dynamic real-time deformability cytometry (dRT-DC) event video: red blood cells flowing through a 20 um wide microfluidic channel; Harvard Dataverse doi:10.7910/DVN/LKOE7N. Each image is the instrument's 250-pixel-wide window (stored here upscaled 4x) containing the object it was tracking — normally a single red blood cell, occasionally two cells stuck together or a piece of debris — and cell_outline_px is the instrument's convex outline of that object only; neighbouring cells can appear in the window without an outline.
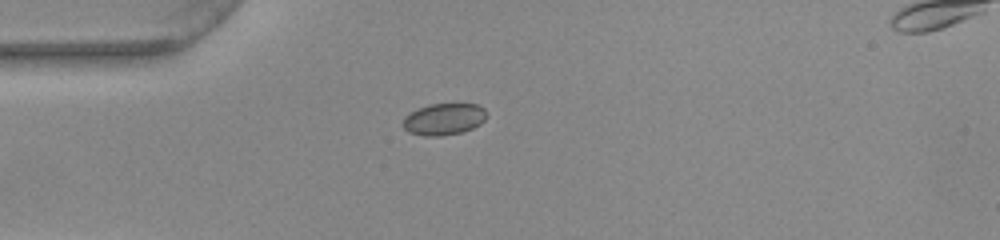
{"species": "common noctule bat (a hibernating species)", "species_latin": "Nyctalus noctula", "temperature_condition": "warm", "stored_images_in_passage": 32, "camera_frame_rate_fps": 3000, "um_per_image_px": 0.085, "animal": {"sex": "female", "body_mass_g": 22.0, "forearm_length_mm": 56.7}, "frame": {"image": 1, "passage_image": 1, "time_ms": 0.0, "image_size_px": [1000, 240], "cell_outline_px": [[484, 120], [480, 124], [472, 128], [460, 132], [440, 136], [424, 136], [408, 132], [404, 128], [404, 116], [416, 108], [428, 104], [476, 104], [484, 108]], "centroid_in_image_um": [37.68, 10.12], "position_along_channel_um": 47.3, "area_um2": 15.32}}
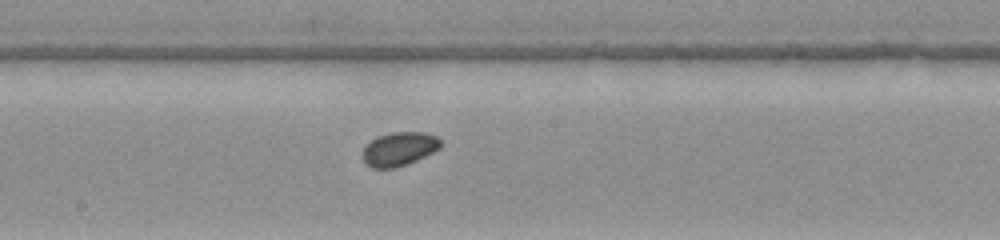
{"frame": {"image": 2, "passage_image": 15, "time_ms": 4.667, "image_size_px": [1000, 240], "cell_outline_px": [[444, 144], [440, 148], [408, 164], [396, 168], [372, 168], [364, 160], [360, 152], [364, 144], [380, 136], [392, 132], [424, 132], [436, 136]], "centroid_in_image_um": [33.91, 12.66], "position_along_channel_um": 214.3, "area_um2": 15.49}}
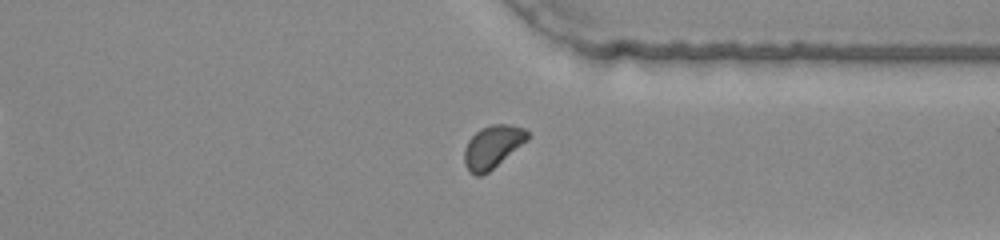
{"frame": {"image": 3, "passage_image": 27, "time_ms": 8.667, "image_size_px": [1000, 240], "cell_outline_px": [[528, 140], [488, 172], [480, 176], [476, 176], [468, 172], [464, 164], [464, 148], [468, 140], [480, 128], [492, 124], [508, 124], [524, 128], [528, 132]], "centroid_in_image_um": [41.84, 12.48], "position_along_channel_um": 369.6, "area_um2": 15.78}, "authors_computed_cell_mechanics": {"area_um2": 15.4904, "velocity_mm_per_s": 3.9121, "shape_relaxation_time_tau1_ms": 1.9911, "shape_relaxation_time_tau2_ms": null, "deformation_change_tau1": 0.0497, "deformation_change_tau2": null}}